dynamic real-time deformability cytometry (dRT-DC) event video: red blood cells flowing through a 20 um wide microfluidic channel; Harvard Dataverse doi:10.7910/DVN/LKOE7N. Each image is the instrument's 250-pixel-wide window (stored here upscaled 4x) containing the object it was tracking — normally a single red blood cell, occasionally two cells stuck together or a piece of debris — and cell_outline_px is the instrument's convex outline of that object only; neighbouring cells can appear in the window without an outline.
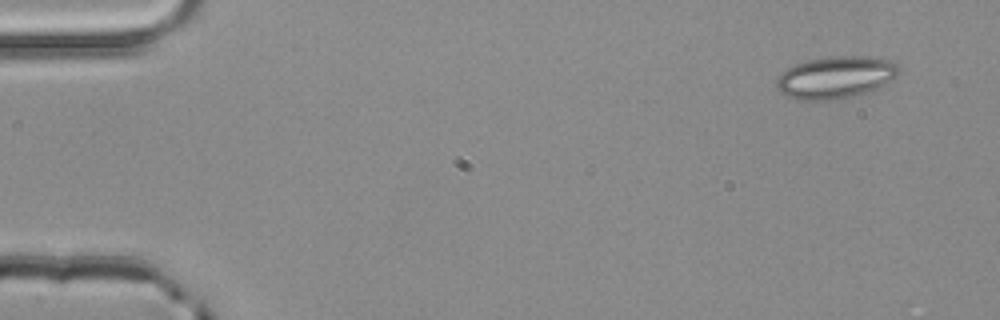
{"species": "common noctule bat (a hibernating species)", "species_latin": "Nyctalus noctula", "temperature_condition": "room temperature", "stored_images_in_passage": 3, "camera_frame_rate_fps": 3000, "um_per_image_px": 0.085, "animal": {"sex": "male", "body_mass_g": 20.4}, "frame": {"image": 1, "passage_image": 1, "time_ms": 0.0, "image_size_px": [1000, 320], "cell_outline_px": [[900, 72], [892, 80], [872, 92], [852, 96], [828, 100], [796, 100], [780, 92], [776, 84], [776, 76], [784, 68], [804, 60], [836, 56], [868, 56], [892, 60], [900, 68]], "centroid_in_image_um": [71.02, 6.57], "position_along_channel_um": 14.0, "area_um2": 30.63}}